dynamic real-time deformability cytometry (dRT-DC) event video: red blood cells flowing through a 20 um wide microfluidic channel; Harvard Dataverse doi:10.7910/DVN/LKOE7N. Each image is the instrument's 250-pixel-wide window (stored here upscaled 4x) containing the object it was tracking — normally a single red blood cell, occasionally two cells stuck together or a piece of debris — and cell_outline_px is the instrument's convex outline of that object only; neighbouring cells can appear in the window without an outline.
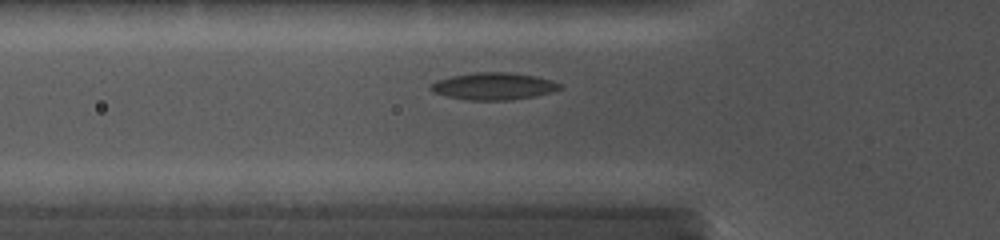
{"species": "common noctule bat (a hibernating species)", "species_latin": "Nyctalus noctula", "temperature_condition": "cold", "stored_images_in_passage": 23, "segment_of_instrument_passage": [1, 2], "camera_frame_rate_fps": 5000, "um_per_image_px": 0.085, "animal": {"sex": "female", "body_mass_g": 19.0, "forearm_length_mm": 56.7}, "frame": {"image": 1, "passage_image": 3, "time_ms": 1.6, "image_size_px": [1000, 240], "cell_outline_px": [[564, 88], [552, 92], [536, 96], [512, 100], [468, 100], [448, 96], [436, 92], [428, 88], [428, 84], [436, 80], [452, 76], [472, 72], [508, 72], [536, 76], [552, 80], [560, 84]], "centroid_in_image_um": [41.97, 7.32], "position_along_channel_um": 83.8, "area_um2": 20.58}}
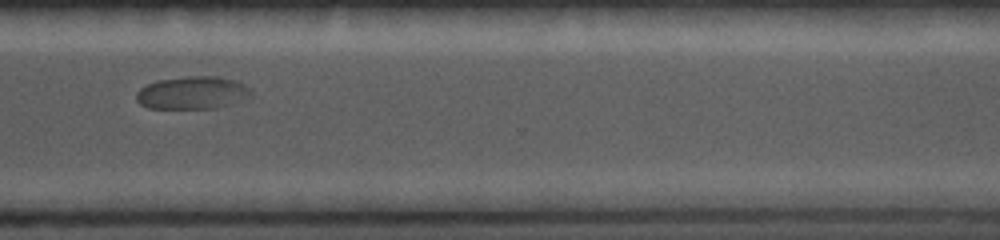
{"frame": {"image": 2, "passage_image": 19, "time_ms": 8.6, "image_size_px": [1000, 240], "cell_outline_px": [[252, 100], [216, 108], [148, 108], [140, 104], [136, 100], [136, 92], [140, 88], [148, 84], [160, 80], [188, 76], [216, 76], [232, 80], [244, 84], [252, 92]], "centroid_in_image_um": [16.42, 7.9], "position_along_channel_um": 354.2, "area_um2": 22.14}}
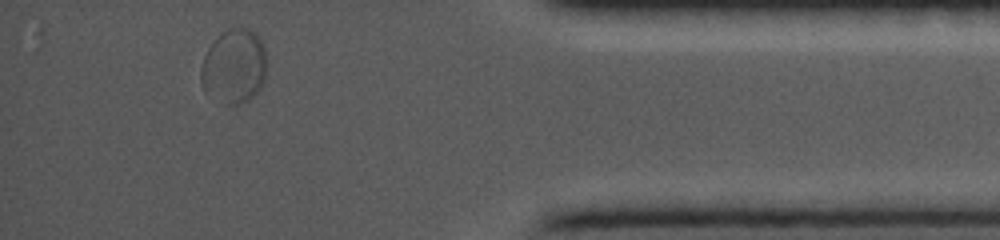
{"frame": {"image": 3, "passage_image": 22, "time_ms": 10.8, "image_size_px": [1000, 240], "cell_outline_px": [[268, 64], [264, 80], [260, 88], [248, 100], [240, 104], [224, 104], [204, 92], [200, 84], [200, 68], [204, 56], [208, 48], [228, 28], [248, 28], [256, 32], [264, 48]], "centroid_in_image_um": [19.89, 5.66], "position_along_channel_um": 415.3, "area_um2": 28.78}}